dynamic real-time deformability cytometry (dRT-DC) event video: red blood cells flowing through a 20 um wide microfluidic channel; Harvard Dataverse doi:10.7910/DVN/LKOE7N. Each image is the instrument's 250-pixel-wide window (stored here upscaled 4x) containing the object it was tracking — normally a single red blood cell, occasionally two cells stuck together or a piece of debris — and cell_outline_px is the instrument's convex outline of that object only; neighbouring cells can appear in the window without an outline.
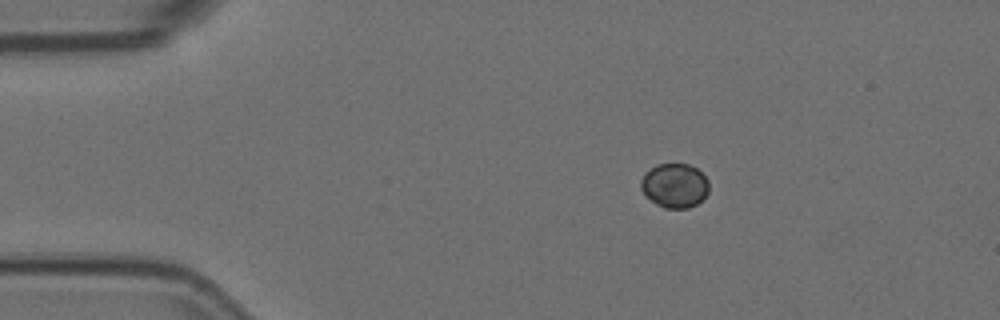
{"species": "Egyptian fruit bat (a non-hibernating species)", "species_latin": "Rousettus aegyptiacus", "temperature_condition": "room temperature", "stored_images_in_passage": 4, "segment_of_instrument_passage": [1, 2], "camera_frame_rate_fps": 3000, "um_per_image_px": 0.085, "animal": {"sex": "female"}, "frame": {"image": 1, "passage_image": 1, "time_ms": 0.0, "image_size_px": [1000, 320], "cell_outline_px": [[708, 192], [696, 204], [688, 208], [664, 208], [656, 204], [644, 196], [640, 188], [640, 180], [644, 172], [656, 164], [688, 164], [696, 168], [708, 180]], "centroid_in_image_um": [57.29, 15.77], "position_along_channel_um": 27.7, "area_um2": 17.69}}